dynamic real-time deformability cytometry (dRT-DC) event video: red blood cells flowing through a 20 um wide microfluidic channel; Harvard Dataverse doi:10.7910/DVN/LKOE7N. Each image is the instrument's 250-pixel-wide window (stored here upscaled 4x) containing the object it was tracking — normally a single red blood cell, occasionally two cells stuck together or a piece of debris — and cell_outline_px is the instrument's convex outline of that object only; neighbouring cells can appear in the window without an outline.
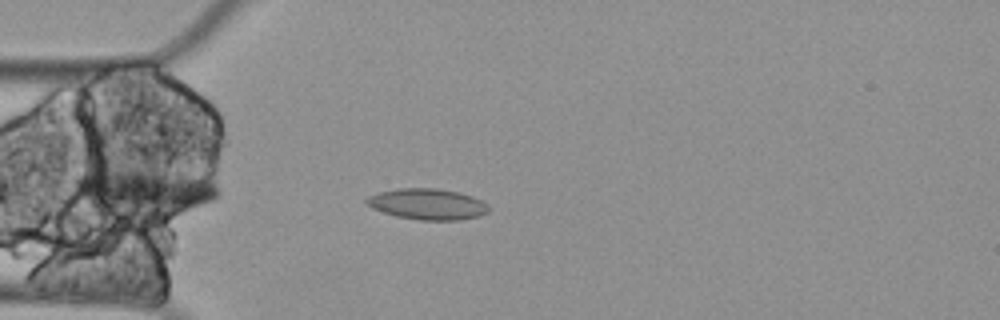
{"species": "Egyptian fruit bat (a non-hibernating species)", "species_latin": "Rousettus aegyptiacus", "temperature_condition": "cold", "stored_images_in_passage": 46, "segment_of_instrument_passage": [1, 2], "camera_frame_rate_fps": 3000, "um_per_image_px": 0.085, "animal": {"sex": "female"}, "frame": {"image": 1, "passage_image": 2, "time_ms": 0.333, "image_size_px": [1000, 320], "cell_outline_px": [[492, 208], [488, 212], [476, 216], [460, 220], [420, 220], [396, 216], [372, 208], [364, 200], [368, 196], [380, 192], [396, 188], [436, 188], [460, 192], [472, 196], [488, 204]], "centroid_in_image_um": [36.36, 17.34], "position_along_channel_um": 48.6, "area_um2": 22.08}}